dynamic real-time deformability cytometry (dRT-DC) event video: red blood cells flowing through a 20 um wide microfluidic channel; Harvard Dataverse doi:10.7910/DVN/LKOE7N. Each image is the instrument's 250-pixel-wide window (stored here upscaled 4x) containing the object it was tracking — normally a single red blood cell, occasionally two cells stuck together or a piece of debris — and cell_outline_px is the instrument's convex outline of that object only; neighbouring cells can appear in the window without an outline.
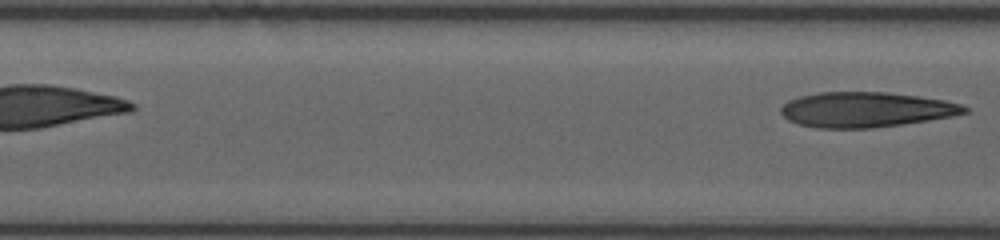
{"species": "human", "species_latin": "Homo sapiens", "temperature_condition": "room temperature", "stored_images_in_passage": 16, "segment_of_instrument_passage": [2, 2], "camera_frame_rate_fps": 3000, "um_per_image_px": 0.085, "donor": {"sex": "female"}, "frame": {"image": 1, "passage_image": 16, "time_ms": 5.667, "image_size_px": [1000, 240], "cell_outline_px": [[968, 112], [952, 116], [928, 120], [872, 128], [816, 128], [796, 124], [788, 120], [780, 112], [780, 108], [788, 100], [800, 96], [820, 92], [884, 92], [916, 96], [944, 100], [960, 104], [968, 108]], "centroid_in_image_um": [73.55, 9.32], "position_along_channel_um": 133.8, "area_um2": 37.45}}